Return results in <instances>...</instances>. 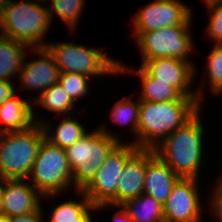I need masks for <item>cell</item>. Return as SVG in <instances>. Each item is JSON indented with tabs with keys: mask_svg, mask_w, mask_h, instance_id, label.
I'll return each mask as SVG.
<instances>
[{
	"mask_svg": "<svg viewBox=\"0 0 222 222\" xmlns=\"http://www.w3.org/2000/svg\"><path fill=\"white\" fill-rule=\"evenodd\" d=\"M48 2V13L50 15L51 22L53 23V16L58 17L65 22L68 27L75 31L77 27L83 8L85 7V0H50ZM49 4L51 5L49 7Z\"/></svg>",
	"mask_w": 222,
	"mask_h": 222,
	"instance_id": "cb8c5ba5",
	"label": "cell"
},
{
	"mask_svg": "<svg viewBox=\"0 0 222 222\" xmlns=\"http://www.w3.org/2000/svg\"><path fill=\"white\" fill-rule=\"evenodd\" d=\"M30 1H32L33 2V0H30ZM49 0H34V2H36V3H40V2H45L46 3V5H47V2H48Z\"/></svg>",
	"mask_w": 222,
	"mask_h": 222,
	"instance_id": "f35d334b",
	"label": "cell"
},
{
	"mask_svg": "<svg viewBox=\"0 0 222 222\" xmlns=\"http://www.w3.org/2000/svg\"><path fill=\"white\" fill-rule=\"evenodd\" d=\"M90 77L79 73L60 72L58 82L76 104V101L89 95Z\"/></svg>",
	"mask_w": 222,
	"mask_h": 222,
	"instance_id": "484cf974",
	"label": "cell"
},
{
	"mask_svg": "<svg viewBox=\"0 0 222 222\" xmlns=\"http://www.w3.org/2000/svg\"><path fill=\"white\" fill-rule=\"evenodd\" d=\"M139 98L134 102L131 96H125L120 100H117L110 112V117L113 122L121 124L123 126L131 125V132L135 136V141H131L137 146V127L139 122Z\"/></svg>",
	"mask_w": 222,
	"mask_h": 222,
	"instance_id": "603a6c76",
	"label": "cell"
},
{
	"mask_svg": "<svg viewBox=\"0 0 222 222\" xmlns=\"http://www.w3.org/2000/svg\"><path fill=\"white\" fill-rule=\"evenodd\" d=\"M113 209L118 208L119 211H117L113 216V222H136L132 217H130L127 213V211L122 207V205L116 206L112 204H99L97 205V210H103V209Z\"/></svg>",
	"mask_w": 222,
	"mask_h": 222,
	"instance_id": "f546056e",
	"label": "cell"
},
{
	"mask_svg": "<svg viewBox=\"0 0 222 222\" xmlns=\"http://www.w3.org/2000/svg\"><path fill=\"white\" fill-rule=\"evenodd\" d=\"M105 126L88 132L65 149L76 191H82L92 181L106 158L124 142Z\"/></svg>",
	"mask_w": 222,
	"mask_h": 222,
	"instance_id": "3957f363",
	"label": "cell"
},
{
	"mask_svg": "<svg viewBox=\"0 0 222 222\" xmlns=\"http://www.w3.org/2000/svg\"><path fill=\"white\" fill-rule=\"evenodd\" d=\"M129 67L119 61V74L138 75L141 78V92L139 101L163 102V101H198V98L184 97L175 87L167 82L157 81L150 76L141 66L137 69Z\"/></svg>",
	"mask_w": 222,
	"mask_h": 222,
	"instance_id": "e0dca14e",
	"label": "cell"
},
{
	"mask_svg": "<svg viewBox=\"0 0 222 222\" xmlns=\"http://www.w3.org/2000/svg\"><path fill=\"white\" fill-rule=\"evenodd\" d=\"M16 94L0 106V134L25 131L35 124L33 99L18 98Z\"/></svg>",
	"mask_w": 222,
	"mask_h": 222,
	"instance_id": "ac0fdd59",
	"label": "cell"
},
{
	"mask_svg": "<svg viewBox=\"0 0 222 222\" xmlns=\"http://www.w3.org/2000/svg\"><path fill=\"white\" fill-rule=\"evenodd\" d=\"M8 1L9 0H0V25H2L5 19L6 6L8 4Z\"/></svg>",
	"mask_w": 222,
	"mask_h": 222,
	"instance_id": "836d02e7",
	"label": "cell"
},
{
	"mask_svg": "<svg viewBox=\"0 0 222 222\" xmlns=\"http://www.w3.org/2000/svg\"><path fill=\"white\" fill-rule=\"evenodd\" d=\"M43 213H29L11 217V222H46Z\"/></svg>",
	"mask_w": 222,
	"mask_h": 222,
	"instance_id": "1f68e13d",
	"label": "cell"
},
{
	"mask_svg": "<svg viewBox=\"0 0 222 222\" xmlns=\"http://www.w3.org/2000/svg\"><path fill=\"white\" fill-rule=\"evenodd\" d=\"M138 149L132 142H121L106 158L95 177L82 190L92 205L117 206V184L125 163Z\"/></svg>",
	"mask_w": 222,
	"mask_h": 222,
	"instance_id": "9c48e42d",
	"label": "cell"
},
{
	"mask_svg": "<svg viewBox=\"0 0 222 222\" xmlns=\"http://www.w3.org/2000/svg\"><path fill=\"white\" fill-rule=\"evenodd\" d=\"M206 7L211 14L206 33L215 45H222V1L207 4Z\"/></svg>",
	"mask_w": 222,
	"mask_h": 222,
	"instance_id": "83f0119b",
	"label": "cell"
},
{
	"mask_svg": "<svg viewBox=\"0 0 222 222\" xmlns=\"http://www.w3.org/2000/svg\"><path fill=\"white\" fill-rule=\"evenodd\" d=\"M29 50L39 57L34 58V61L33 59L32 61H27L26 54L17 79H19L21 91L37 90L36 92L40 95L51 85L58 83L60 70L55 64L54 57L46 47L32 48V50Z\"/></svg>",
	"mask_w": 222,
	"mask_h": 222,
	"instance_id": "4fadbf2b",
	"label": "cell"
},
{
	"mask_svg": "<svg viewBox=\"0 0 222 222\" xmlns=\"http://www.w3.org/2000/svg\"><path fill=\"white\" fill-rule=\"evenodd\" d=\"M190 29L191 26H170L145 33H133L140 50L141 65L155 58L190 61L189 54L194 50Z\"/></svg>",
	"mask_w": 222,
	"mask_h": 222,
	"instance_id": "ba28073f",
	"label": "cell"
},
{
	"mask_svg": "<svg viewBox=\"0 0 222 222\" xmlns=\"http://www.w3.org/2000/svg\"><path fill=\"white\" fill-rule=\"evenodd\" d=\"M122 207L136 222H164L163 206L147 194L126 201Z\"/></svg>",
	"mask_w": 222,
	"mask_h": 222,
	"instance_id": "44dd1931",
	"label": "cell"
},
{
	"mask_svg": "<svg viewBox=\"0 0 222 222\" xmlns=\"http://www.w3.org/2000/svg\"><path fill=\"white\" fill-rule=\"evenodd\" d=\"M0 192L3 199V215L11 218L44 212L40 201L44 197L27 179L0 180Z\"/></svg>",
	"mask_w": 222,
	"mask_h": 222,
	"instance_id": "5bb4252c",
	"label": "cell"
},
{
	"mask_svg": "<svg viewBox=\"0 0 222 222\" xmlns=\"http://www.w3.org/2000/svg\"><path fill=\"white\" fill-rule=\"evenodd\" d=\"M207 56V76L210 92L221 95L222 93V45H213Z\"/></svg>",
	"mask_w": 222,
	"mask_h": 222,
	"instance_id": "4316f807",
	"label": "cell"
},
{
	"mask_svg": "<svg viewBox=\"0 0 222 222\" xmlns=\"http://www.w3.org/2000/svg\"><path fill=\"white\" fill-rule=\"evenodd\" d=\"M45 138L41 124L28 130L0 134V180L28 179Z\"/></svg>",
	"mask_w": 222,
	"mask_h": 222,
	"instance_id": "5b68a950",
	"label": "cell"
},
{
	"mask_svg": "<svg viewBox=\"0 0 222 222\" xmlns=\"http://www.w3.org/2000/svg\"><path fill=\"white\" fill-rule=\"evenodd\" d=\"M91 211L97 212V206L90 204L81 214H80V222H93V218L90 213Z\"/></svg>",
	"mask_w": 222,
	"mask_h": 222,
	"instance_id": "d6a6232c",
	"label": "cell"
},
{
	"mask_svg": "<svg viewBox=\"0 0 222 222\" xmlns=\"http://www.w3.org/2000/svg\"><path fill=\"white\" fill-rule=\"evenodd\" d=\"M60 72L79 73L92 77L119 74V61L107 56L101 48H90L74 42L47 43ZM97 48V49H95Z\"/></svg>",
	"mask_w": 222,
	"mask_h": 222,
	"instance_id": "52a82bcc",
	"label": "cell"
},
{
	"mask_svg": "<svg viewBox=\"0 0 222 222\" xmlns=\"http://www.w3.org/2000/svg\"><path fill=\"white\" fill-rule=\"evenodd\" d=\"M192 12L180 0H154L132 18L133 33H145L170 26H191Z\"/></svg>",
	"mask_w": 222,
	"mask_h": 222,
	"instance_id": "30bf717a",
	"label": "cell"
},
{
	"mask_svg": "<svg viewBox=\"0 0 222 222\" xmlns=\"http://www.w3.org/2000/svg\"><path fill=\"white\" fill-rule=\"evenodd\" d=\"M219 1H222V0H204V3H205V5H207V4H210L213 2H219Z\"/></svg>",
	"mask_w": 222,
	"mask_h": 222,
	"instance_id": "8d00e7d4",
	"label": "cell"
},
{
	"mask_svg": "<svg viewBox=\"0 0 222 222\" xmlns=\"http://www.w3.org/2000/svg\"><path fill=\"white\" fill-rule=\"evenodd\" d=\"M51 24L48 6L29 0H9L2 27L4 37L32 49L46 46L43 40Z\"/></svg>",
	"mask_w": 222,
	"mask_h": 222,
	"instance_id": "277c9868",
	"label": "cell"
},
{
	"mask_svg": "<svg viewBox=\"0 0 222 222\" xmlns=\"http://www.w3.org/2000/svg\"><path fill=\"white\" fill-rule=\"evenodd\" d=\"M200 112L201 109L154 148L155 154L180 178L199 179L201 174L205 128Z\"/></svg>",
	"mask_w": 222,
	"mask_h": 222,
	"instance_id": "6da1fadb",
	"label": "cell"
},
{
	"mask_svg": "<svg viewBox=\"0 0 222 222\" xmlns=\"http://www.w3.org/2000/svg\"><path fill=\"white\" fill-rule=\"evenodd\" d=\"M199 101H140L137 147L154 149L202 107Z\"/></svg>",
	"mask_w": 222,
	"mask_h": 222,
	"instance_id": "7a4b0ae2",
	"label": "cell"
},
{
	"mask_svg": "<svg viewBox=\"0 0 222 222\" xmlns=\"http://www.w3.org/2000/svg\"><path fill=\"white\" fill-rule=\"evenodd\" d=\"M3 215V199L0 192V216Z\"/></svg>",
	"mask_w": 222,
	"mask_h": 222,
	"instance_id": "d590c367",
	"label": "cell"
},
{
	"mask_svg": "<svg viewBox=\"0 0 222 222\" xmlns=\"http://www.w3.org/2000/svg\"><path fill=\"white\" fill-rule=\"evenodd\" d=\"M150 76L157 81L167 82L175 87L184 97L198 98V101L203 104L204 92L202 83L199 89L192 90L196 77V68L191 61H184L177 58H155L145 61L140 65ZM193 83V84H192Z\"/></svg>",
	"mask_w": 222,
	"mask_h": 222,
	"instance_id": "8fae6325",
	"label": "cell"
},
{
	"mask_svg": "<svg viewBox=\"0 0 222 222\" xmlns=\"http://www.w3.org/2000/svg\"><path fill=\"white\" fill-rule=\"evenodd\" d=\"M215 185L214 192H211V199L210 200V207L212 212L214 213V216L217 217V220L219 222H222V177L218 179ZM213 196V197H212Z\"/></svg>",
	"mask_w": 222,
	"mask_h": 222,
	"instance_id": "f1b7e54d",
	"label": "cell"
},
{
	"mask_svg": "<svg viewBox=\"0 0 222 222\" xmlns=\"http://www.w3.org/2000/svg\"><path fill=\"white\" fill-rule=\"evenodd\" d=\"M81 196V202L77 200L63 201L51 209L50 222H80V214L91 204L82 191H76Z\"/></svg>",
	"mask_w": 222,
	"mask_h": 222,
	"instance_id": "d4e9b609",
	"label": "cell"
},
{
	"mask_svg": "<svg viewBox=\"0 0 222 222\" xmlns=\"http://www.w3.org/2000/svg\"><path fill=\"white\" fill-rule=\"evenodd\" d=\"M28 180L44 199L46 197L45 200L54 199L60 196L59 194H64L70 187L74 188L66 150L44 138Z\"/></svg>",
	"mask_w": 222,
	"mask_h": 222,
	"instance_id": "8992f818",
	"label": "cell"
},
{
	"mask_svg": "<svg viewBox=\"0 0 222 222\" xmlns=\"http://www.w3.org/2000/svg\"><path fill=\"white\" fill-rule=\"evenodd\" d=\"M35 117L34 115L35 124H41L44 129L45 139L63 149L73 145L89 132L78 119L73 118L71 115L61 116L64 118L55 126V129H51V122L48 124L45 120ZM52 130H54L53 133Z\"/></svg>",
	"mask_w": 222,
	"mask_h": 222,
	"instance_id": "d6986e66",
	"label": "cell"
},
{
	"mask_svg": "<svg viewBox=\"0 0 222 222\" xmlns=\"http://www.w3.org/2000/svg\"><path fill=\"white\" fill-rule=\"evenodd\" d=\"M11 81H0V106L16 93Z\"/></svg>",
	"mask_w": 222,
	"mask_h": 222,
	"instance_id": "4dcf8cb0",
	"label": "cell"
},
{
	"mask_svg": "<svg viewBox=\"0 0 222 222\" xmlns=\"http://www.w3.org/2000/svg\"><path fill=\"white\" fill-rule=\"evenodd\" d=\"M28 46L11 38L0 40V81H11L18 76ZM15 76V77H14Z\"/></svg>",
	"mask_w": 222,
	"mask_h": 222,
	"instance_id": "ffe728a7",
	"label": "cell"
},
{
	"mask_svg": "<svg viewBox=\"0 0 222 222\" xmlns=\"http://www.w3.org/2000/svg\"><path fill=\"white\" fill-rule=\"evenodd\" d=\"M32 100L33 106L43 107L47 109L48 112L51 111L54 114L59 115H74L71 110L75 108V103L72 99L66 94L62 85L58 82L51 85L45 91H43L39 96L33 97Z\"/></svg>",
	"mask_w": 222,
	"mask_h": 222,
	"instance_id": "7402d4cb",
	"label": "cell"
},
{
	"mask_svg": "<svg viewBox=\"0 0 222 222\" xmlns=\"http://www.w3.org/2000/svg\"><path fill=\"white\" fill-rule=\"evenodd\" d=\"M198 179L179 178L163 205L164 222H201V204Z\"/></svg>",
	"mask_w": 222,
	"mask_h": 222,
	"instance_id": "7c38bea8",
	"label": "cell"
},
{
	"mask_svg": "<svg viewBox=\"0 0 222 222\" xmlns=\"http://www.w3.org/2000/svg\"><path fill=\"white\" fill-rule=\"evenodd\" d=\"M146 149L139 148L125 163L117 184V206L144 193Z\"/></svg>",
	"mask_w": 222,
	"mask_h": 222,
	"instance_id": "2e32d148",
	"label": "cell"
},
{
	"mask_svg": "<svg viewBox=\"0 0 222 222\" xmlns=\"http://www.w3.org/2000/svg\"><path fill=\"white\" fill-rule=\"evenodd\" d=\"M179 178L180 177L155 154L154 149H146L144 194L153 197L163 206Z\"/></svg>",
	"mask_w": 222,
	"mask_h": 222,
	"instance_id": "9a60e30c",
	"label": "cell"
},
{
	"mask_svg": "<svg viewBox=\"0 0 222 222\" xmlns=\"http://www.w3.org/2000/svg\"><path fill=\"white\" fill-rule=\"evenodd\" d=\"M4 38V32H3V27L0 25V40Z\"/></svg>",
	"mask_w": 222,
	"mask_h": 222,
	"instance_id": "74e56055",
	"label": "cell"
},
{
	"mask_svg": "<svg viewBox=\"0 0 222 222\" xmlns=\"http://www.w3.org/2000/svg\"><path fill=\"white\" fill-rule=\"evenodd\" d=\"M0 222H11V218L6 215H1Z\"/></svg>",
	"mask_w": 222,
	"mask_h": 222,
	"instance_id": "e575fe53",
	"label": "cell"
}]
</instances>
